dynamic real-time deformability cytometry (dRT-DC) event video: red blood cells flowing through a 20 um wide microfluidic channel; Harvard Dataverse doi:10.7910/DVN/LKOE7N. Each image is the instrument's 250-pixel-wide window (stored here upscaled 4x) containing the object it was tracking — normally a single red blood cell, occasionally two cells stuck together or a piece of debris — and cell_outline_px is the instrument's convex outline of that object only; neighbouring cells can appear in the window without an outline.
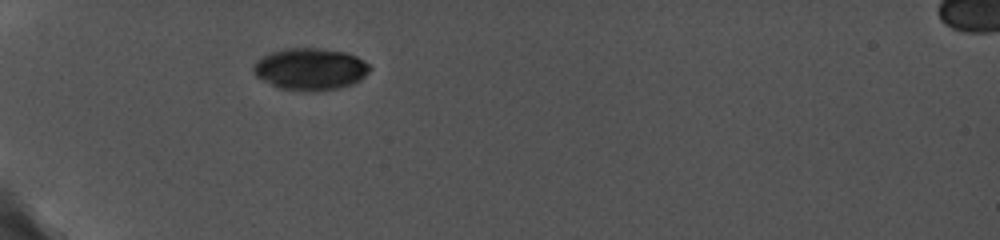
{"species": "common noctule bat (a hibernating species)", "species_latin": "Nyctalus noctula", "temperature_condition": "cold", "stored_images_in_passage": 36, "camera_frame_rate_fps": 5000, "um_per_image_px": 0.085, "animal": {"sex": "female", "body_mass_g": 19.0, "forearm_length_mm": 56.7}, "frame": {"image": 1, "passage_image": 1, "time_ms": 0.0, "image_size_px": [1000, 240], "cell_outline_px": [[372, 68], [360, 80], [352, 84], [336, 88], [312, 92], [280, 88], [256, 76], [252, 72], [252, 68], [256, 60], [272, 52], [284, 48], [324, 48], [344, 52], [356, 56], [364, 60]], "centroid_in_image_um": [26.38, 5.86], "position_along_channel_um": 58.6, "area_um2": 28.38}}
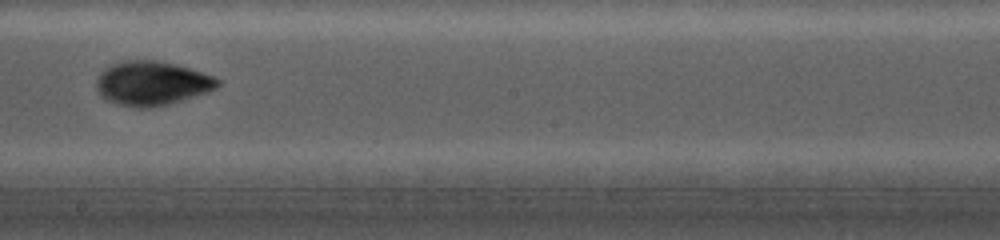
{"frame": {"image": 2, "passage_image": 29, "time_ms": 5.2, "image_size_px": [1000, 240], "cell_outline_px": [[220, 84], [216, 88], [208, 92], [168, 104], [148, 108], [132, 108], [116, 104], [104, 100], [100, 96], [96, 88], [96, 80], [100, 72], [104, 68], [112, 64], [124, 60], [152, 60], [176, 64], [212, 76], [220, 80]], "centroid_in_image_um": [12.85, 7.09], "position_along_channel_um": 235.3, "area_um2": 31.39}}
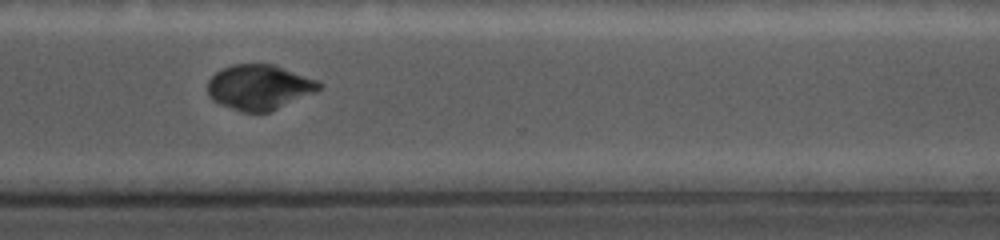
{"frame": {"image": 3, "passage_image": 33, "time_ms": 8.2, "image_size_px": [1000, 240], "cell_outline_px": [[324, 84], [316, 92], [268, 112], [240, 112], [220, 104], [212, 100], [208, 96], [208, 80], [216, 72], [232, 64], [272, 64], [320, 80]], "centroid_in_image_um": [22.05, 7.41], "position_along_channel_um": 348.6, "area_um2": 29.36}}